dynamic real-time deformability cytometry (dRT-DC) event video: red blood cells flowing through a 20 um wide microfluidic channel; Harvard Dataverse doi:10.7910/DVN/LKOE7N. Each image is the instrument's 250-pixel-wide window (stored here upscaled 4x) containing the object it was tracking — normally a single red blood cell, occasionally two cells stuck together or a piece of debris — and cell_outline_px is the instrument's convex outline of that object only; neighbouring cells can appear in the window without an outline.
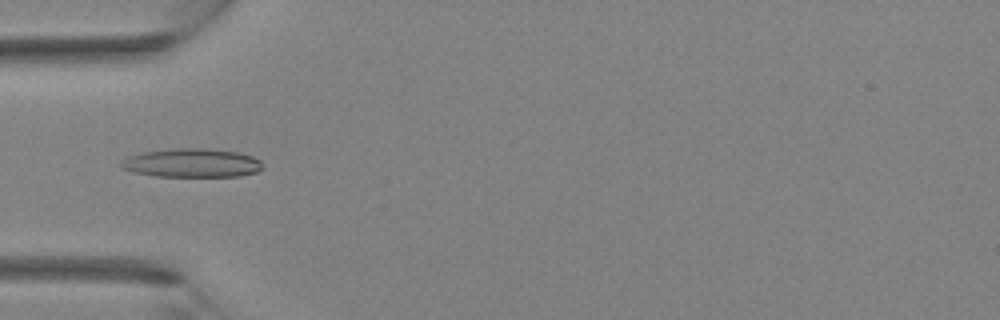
{"species": "Egyptian fruit bat (a non-hibernating species)", "species_latin": "Rousettus aegyptiacus", "temperature_condition": "room temperature", "stored_images_in_passage": 26, "camera_frame_rate_fps": 3000, "um_per_image_px": 0.085, "animal": {"sex": "female"}, "frame": {"image": 1, "passage_image": 3, "time_ms": 0.667, "image_size_px": [1000, 320], "cell_outline_px": [[264, 168], [256, 172], [240, 176], [156, 176], [132, 172], [124, 168], [120, 164], [120, 160], [128, 156], [144, 152], [176, 148], [204, 148], [236, 152], [252, 156], [260, 160]], "centroid_in_image_um": [16.31, 13.85], "position_along_channel_um": 68.7, "area_um2": 23.64}}
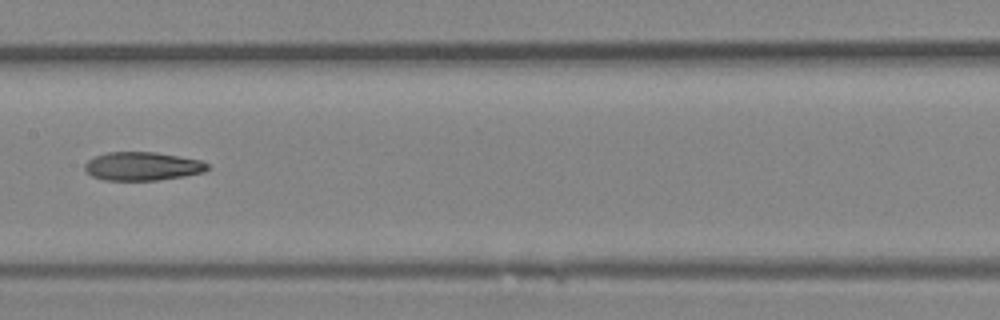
{"frame": {"image": 2, "passage_image": 10, "time_ms": 3.0, "image_size_px": [1000, 320], "cell_outline_px": [[208, 168], [204, 172], [184, 176], [156, 180], [104, 180], [92, 176], [84, 168], [84, 164], [88, 160], [96, 156], [108, 152], [156, 152], [200, 160], [208, 164]], "centroid_in_image_um": [12.09, 14.13], "position_along_channel_um": 195.3, "area_um2": 20.23}}
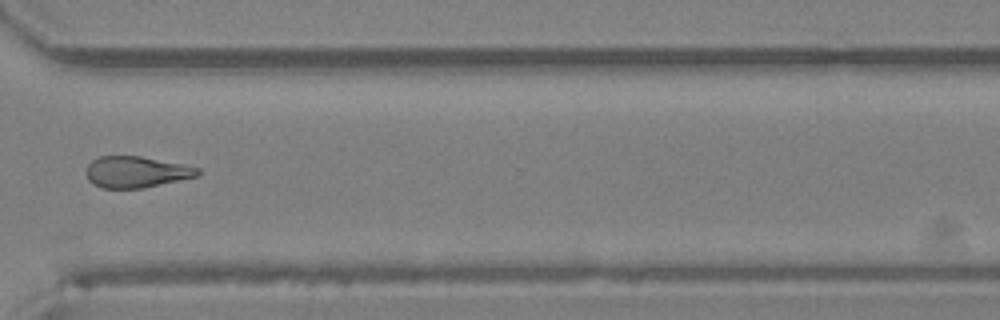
{"frame": {"image": 3, "passage_image": 19, "time_ms": 6.0, "image_size_px": [1000, 320], "cell_outline_px": [[200, 172], [196, 176], [144, 188], [104, 188], [92, 184], [88, 180], [84, 172], [88, 164], [92, 160], [100, 156], [140, 156], [200, 168]], "centroid_in_image_um": [11.51, 14.62], "position_along_channel_um": 359.1, "area_um2": 20.23}}